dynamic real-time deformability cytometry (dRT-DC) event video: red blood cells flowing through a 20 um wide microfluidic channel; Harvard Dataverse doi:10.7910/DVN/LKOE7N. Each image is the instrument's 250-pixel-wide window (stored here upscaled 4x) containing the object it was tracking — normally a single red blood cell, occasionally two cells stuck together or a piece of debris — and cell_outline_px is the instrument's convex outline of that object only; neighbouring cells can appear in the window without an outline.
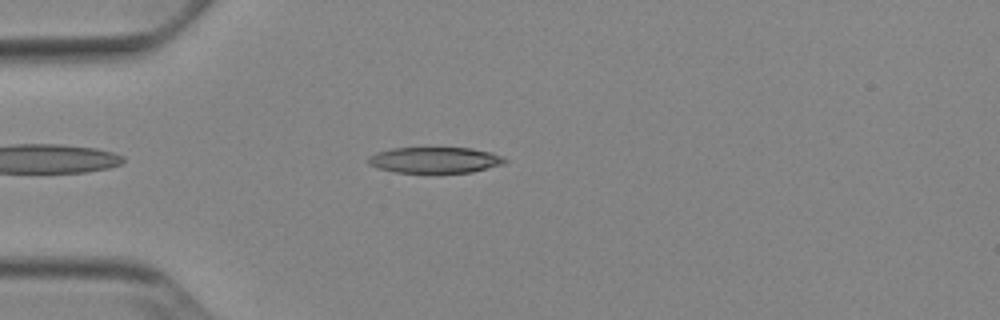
{"species": "Egyptian fruit bat (a non-hibernating species)", "species_latin": "Rousettus aegyptiacus", "temperature_condition": "cold", "stored_images_in_passage": 43, "camera_frame_rate_fps": 3000, "um_per_image_px": 0.085, "animal": {"sex": "female"}, "frame": {"image": 1, "passage_image": 5, "time_ms": 1.333, "image_size_px": [1000, 320], "cell_outline_px": [[508, 160], [504, 164], [472, 172], [396, 172], [380, 168], [368, 164], [368, 156], [376, 152], [392, 148], [472, 148], [492, 152]], "centroid_in_image_um": [36.98, 13.59], "position_along_channel_um": 48.0, "area_um2": 20.52}}
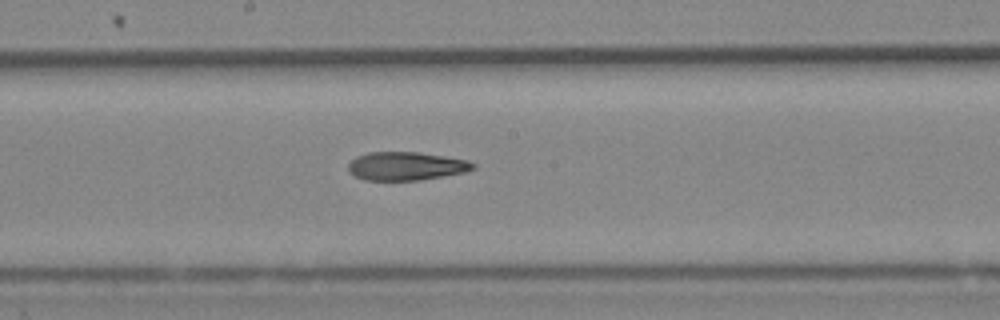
{"frame": {"image": 2, "passage_image": 19, "time_ms": 6.0, "image_size_px": [1000, 320], "cell_outline_px": [[476, 168], [464, 172], [444, 176], [420, 180], [364, 180], [348, 172], [348, 164], [356, 156], [368, 152], [416, 152], [444, 156], [468, 160], [476, 164]], "centroid_in_image_um": [34.51, 14.12], "position_along_channel_um": 213.7, "area_um2": 20.69}}
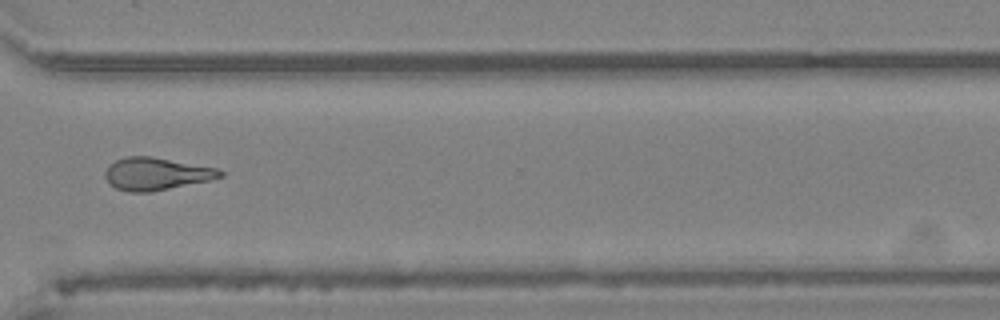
{"frame": {"image": 3, "passage_image": 30, "time_ms": 9.667, "image_size_px": [1000, 320], "cell_outline_px": [[224, 176], [208, 180], [152, 192], [128, 192], [116, 188], [104, 176], [104, 172], [108, 164], [116, 160], [128, 156], [152, 156], [216, 168], [224, 172]], "centroid_in_image_um": [13.25, 14.77], "position_along_channel_um": 357.3, "area_um2": 21.68}, "authors_computed_cell_mechanics": {"area_um2": 21.2126, "velocity_mm_per_s": 3.9101, "shape_relaxation_time_tau1_ms": 4.2992, "shape_relaxation_time_tau2_ms": 4.6609, "deformation_change_tau1": 0.1565, "deformation_change_tau2": 0.1593}}